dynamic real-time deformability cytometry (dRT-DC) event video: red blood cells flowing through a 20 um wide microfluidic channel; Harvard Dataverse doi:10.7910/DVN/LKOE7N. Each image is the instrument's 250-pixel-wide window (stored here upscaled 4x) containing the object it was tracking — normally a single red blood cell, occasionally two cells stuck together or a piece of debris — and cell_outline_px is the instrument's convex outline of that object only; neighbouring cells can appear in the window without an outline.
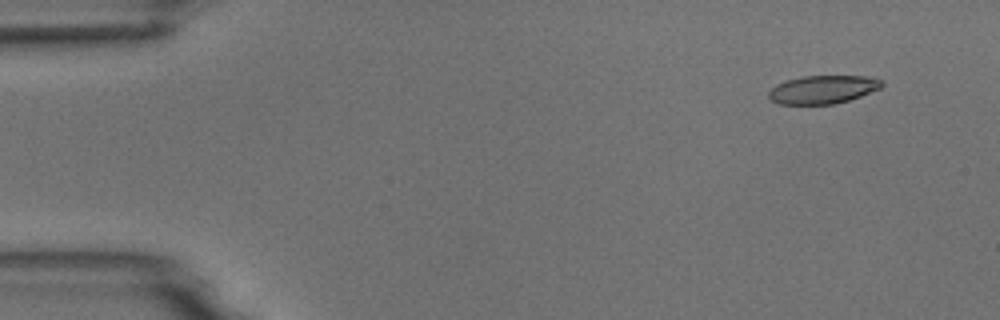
{"species": "common noctule bat (a hibernating species)", "species_latin": "Nyctalus noctula", "temperature_condition": "room temperature", "stored_images_in_passage": 5, "camera_frame_rate_fps": 3000, "um_per_image_px": 0.085, "animal": {"sex": "male", "body_mass_g": 18.8}, "frame": {"image": 1, "passage_image": 1, "time_ms": 0.0, "image_size_px": [1000, 320], "cell_outline_px": [[884, 84], [880, 88], [860, 96], [836, 104], [780, 104], [772, 100], [768, 96], [768, 92], [776, 84], [800, 76], [868, 76], [880, 80]], "centroid_in_image_um": [69.93, 7.6], "position_along_channel_um": 15.1, "area_um2": 18.5}}
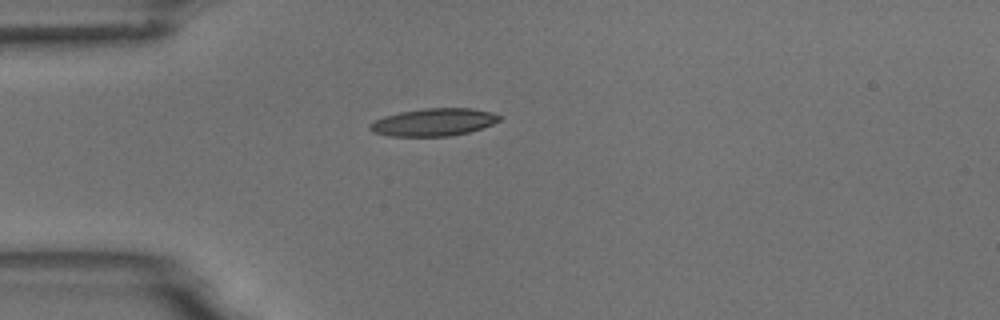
{"frame": {"image": 2, "passage_image": 4, "time_ms": 3.333, "image_size_px": [1000, 320], "cell_outline_px": [[500, 120], [492, 124], [468, 132], [448, 136], [388, 136], [372, 132], [368, 128], [368, 124], [384, 116], [400, 112], [424, 108], [472, 108], [492, 112], [500, 116]], "centroid_in_image_um": [36.82, 10.38], "position_along_channel_um": 48.2, "area_um2": 20.75}}